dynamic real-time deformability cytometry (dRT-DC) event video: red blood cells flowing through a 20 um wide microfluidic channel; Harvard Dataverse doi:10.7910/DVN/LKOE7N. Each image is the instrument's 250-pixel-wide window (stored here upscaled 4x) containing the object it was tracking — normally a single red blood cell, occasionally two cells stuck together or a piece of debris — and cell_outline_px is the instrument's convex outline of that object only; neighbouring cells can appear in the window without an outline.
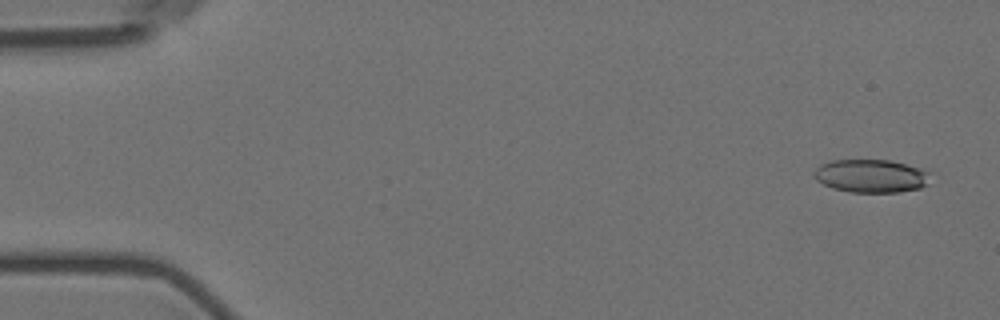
{"species": "Egyptian fruit bat (a non-hibernating species)", "species_latin": "Rousettus aegyptiacus", "temperature_condition": "room temperature", "stored_images_in_passage": 5, "camera_frame_rate_fps": 3000, "um_per_image_px": 0.085, "animal": {"sex": "female"}, "frame": {"image": 1, "passage_image": 1, "time_ms": 0.0, "image_size_px": [1000, 320], "cell_outline_px": [[932, 172], [928, 184], [920, 188], [900, 192], [848, 192], [832, 188], [816, 180], [812, 176], [812, 172], [820, 164], [832, 160], [888, 160], [920, 168]], "centroid_in_image_um": [74.03, 14.96], "position_along_channel_um": 11.0, "area_um2": 22.72}}
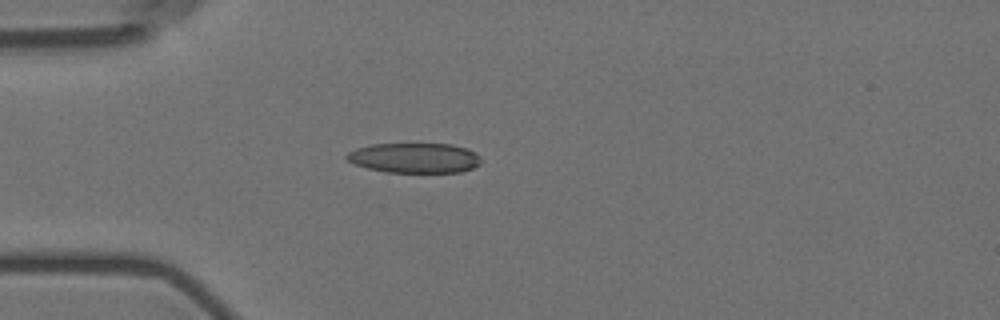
{"frame": {"image": 2, "passage_image": 4, "time_ms": 4.333, "image_size_px": [1000, 320], "cell_outline_px": [[480, 164], [472, 168], [460, 172], [384, 172], [352, 164], [344, 156], [348, 152], [356, 148], [372, 144], [452, 144], [468, 148], [476, 152], [480, 156]], "centroid_in_image_um": [35.23, 13.42], "position_along_channel_um": 49.8, "area_um2": 23.64}}